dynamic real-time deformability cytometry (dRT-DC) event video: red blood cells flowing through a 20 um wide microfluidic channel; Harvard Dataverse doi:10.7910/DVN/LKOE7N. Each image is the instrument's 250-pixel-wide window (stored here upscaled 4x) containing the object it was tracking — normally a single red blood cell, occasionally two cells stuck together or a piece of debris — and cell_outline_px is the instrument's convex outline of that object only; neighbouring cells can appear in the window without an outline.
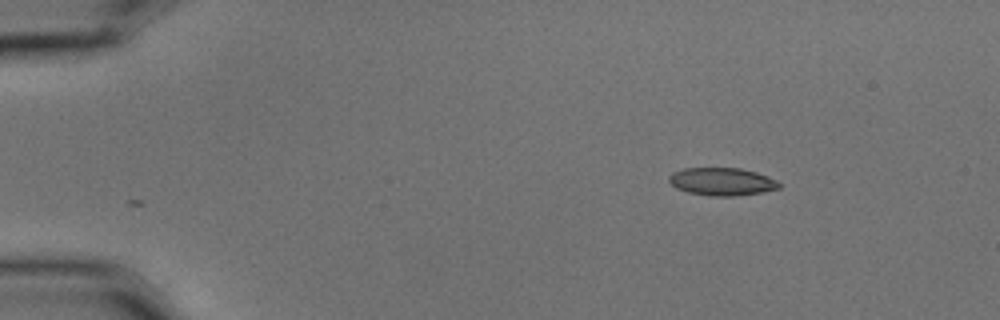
{"species": "common noctule bat (a hibernating species)", "species_latin": "Nyctalus noctula", "temperature_condition": "cold", "stored_images_in_passage": 2, "camera_frame_rate_fps": 3000, "um_per_image_px": 0.085, "animal": {"sex": "male", "body_mass_g": 15.6}, "frame": {"image": 1, "passage_image": 2, "time_ms": 0.333, "image_size_px": [1000, 320], "cell_outline_px": [[780, 188], [760, 192], [736, 196], [708, 196], [688, 192], [676, 188], [668, 180], [668, 176], [672, 172], [684, 168], [740, 168], [756, 172], [768, 176], [776, 180], [780, 184]], "centroid_in_image_um": [61.34, 15.43], "position_along_channel_um": 23.7, "area_um2": 17.86}}